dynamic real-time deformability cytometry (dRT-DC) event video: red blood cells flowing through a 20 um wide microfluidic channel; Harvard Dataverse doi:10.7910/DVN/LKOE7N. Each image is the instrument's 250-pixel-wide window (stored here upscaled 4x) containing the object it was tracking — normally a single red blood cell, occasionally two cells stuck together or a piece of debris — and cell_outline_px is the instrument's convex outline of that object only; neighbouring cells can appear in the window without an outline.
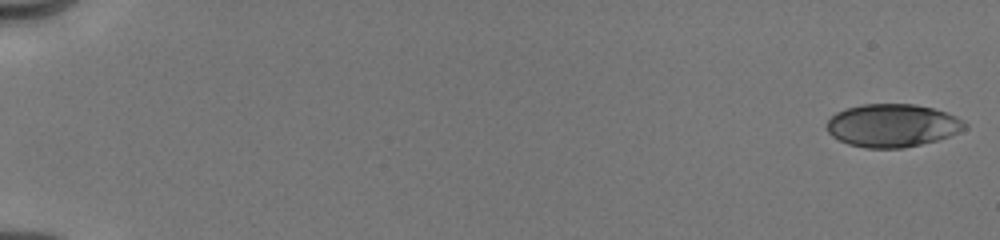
{"species": "human", "species_latin": "Homo sapiens", "temperature_condition": "cold", "stored_images_in_passage": 34, "camera_frame_rate_fps": 3000, "um_per_image_px": 0.085, "donor": {"sex": "male"}, "frame": {"image": 1, "passage_image": 1, "time_ms": 0.0, "image_size_px": [1000, 240], "cell_outline_px": [[968, 128], [948, 136], [936, 140], [904, 148], [864, 148], [848, 144], [832, 136], [828, 132], [828, 120], [836, 112], [860, 104], [916, 104], [948, 112], [964, 120], [968, 124]], "centroid_in_image_um": [75.88, 10.66], "position_along_channel_um": 9.1, "area_um2": 34.62}}
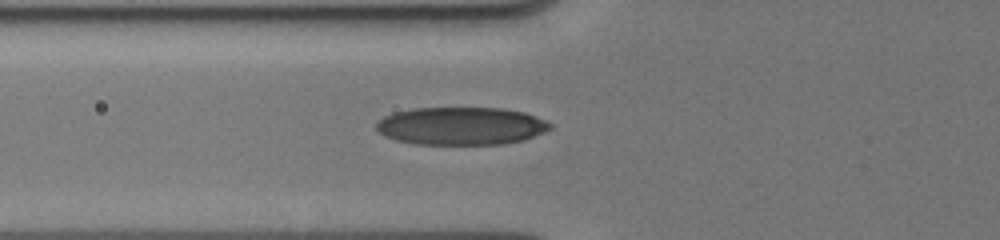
{"frame": {"image": 2, "passage_image": 25, "time_ms": 6.667, "image_size_px": [1000, 240], "cell_outline_px": [[552, 128], [544, 132], [524, 140], [504, 144], [416, 144], [396, 140], [384, 136], [376, 128], [376, 124], [384, 116], [392, 112], [412, 108], [504, 108], [524, 112], [548, 120], [552, 124]], "centroid_in_image_um": [39.22, 10.7], "position_along_channel_um": 86.6, "area_um2": 38.61}}
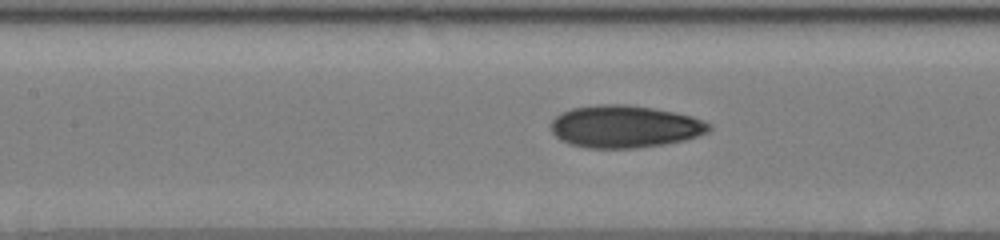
{"frame": {"image": 3, "passage_image": 31, "time_ms": 8.333, "image_size_px": [1000, 240], "cell_outline_px": [[712, 128], [708, 132], [684, 140], [664, 144], [636, 148], [588, 148], [568, 144], [560, 140], [552, 132], [552, 120], [560, 112], [572, 108], [600, 104], [624, 104], [652, 108], [676, 112], [692, 116], [704, 120], [712, 124]], "centroid_in_image_um": [53.11, 10.75], "position_along_channel_um": 154.3, "area_um2": 39.19}}